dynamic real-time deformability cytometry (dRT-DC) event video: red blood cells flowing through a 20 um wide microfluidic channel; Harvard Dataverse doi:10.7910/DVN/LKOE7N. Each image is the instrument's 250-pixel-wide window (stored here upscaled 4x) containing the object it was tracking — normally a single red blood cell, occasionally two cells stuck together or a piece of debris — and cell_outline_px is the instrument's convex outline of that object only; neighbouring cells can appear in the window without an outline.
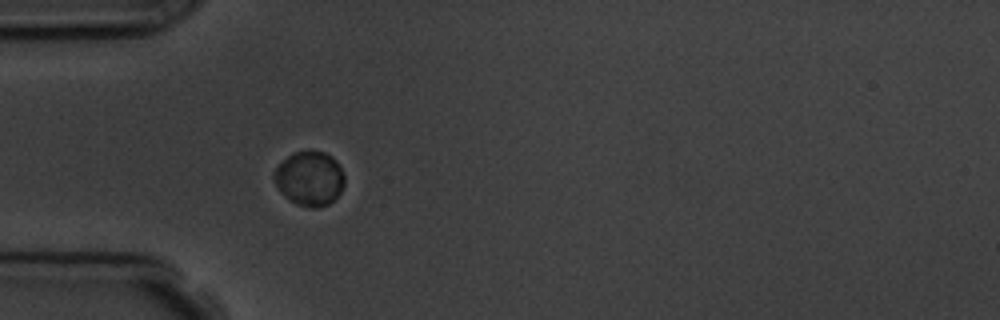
{"species": "common noctule bat (a hibernating species)", "species_latin": "Nyctalus noctula", "temperature_condition": "room temperature", "stored_images_in_passage": 6, "camera_frame_rate_fps": 3000, "um_per_image_px": 0.085, "animal": {"sex": "male", "body_mass_g": 19.5, "forearm_length_mm": 54.6}, "frame": {"image": 1, "passage_image": 6, "time_ms": 6.0, "image_size_px": [1000, 320], "cell_outline_px": [[344, 184], [340, 192], [328, 204], [316, 208], [308, 208], [296, 204], [280, 192], [272, 176], [276, 168], [292, 152], [308, 148], [312, 148], [324, 152], [332, 156], [336, 160], [344, 176]], "centroid_in_image_um": [26.3, 15.13], "position_along_channel_um": 58.7, "area_um2": 22.6}}